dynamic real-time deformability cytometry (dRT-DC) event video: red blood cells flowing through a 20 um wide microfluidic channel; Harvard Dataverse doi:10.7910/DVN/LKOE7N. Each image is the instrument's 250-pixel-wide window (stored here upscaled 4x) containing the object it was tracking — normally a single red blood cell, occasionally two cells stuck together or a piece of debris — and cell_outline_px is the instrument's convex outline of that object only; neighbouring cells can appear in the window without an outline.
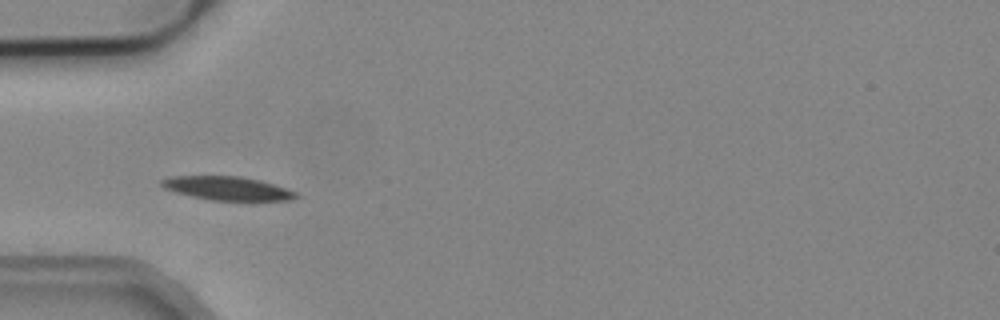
{"species": "common noctule bat (a hibernating species)", "species_latin": "Nyctalus noctula", "temperature_condition": "cold", "stored_images_in_passage": 3, "camera_frame_rate_fps": 3000, "um_per_image_px": 0.085, "animal": {"sex": "male", "body_mass_g": 19.2, "forearm_length_mm": 51.8}, "frame": {"image": 1, "passage_image": 3, "time_ms": 0.667, "image_size_px": [1000, 320], "cell_outline_px": [[300, 196], [292, 200], [212, 200], [192, 196], [176, 192], [164, 188], [160, 184], [160, 180], [168, 176], [240, 176], [260, 180], [300, 192]], "centroid_in_image_um": [19.36, 16.0], "position_along_channel_um": 65.6, "area_um2": 18.61}}